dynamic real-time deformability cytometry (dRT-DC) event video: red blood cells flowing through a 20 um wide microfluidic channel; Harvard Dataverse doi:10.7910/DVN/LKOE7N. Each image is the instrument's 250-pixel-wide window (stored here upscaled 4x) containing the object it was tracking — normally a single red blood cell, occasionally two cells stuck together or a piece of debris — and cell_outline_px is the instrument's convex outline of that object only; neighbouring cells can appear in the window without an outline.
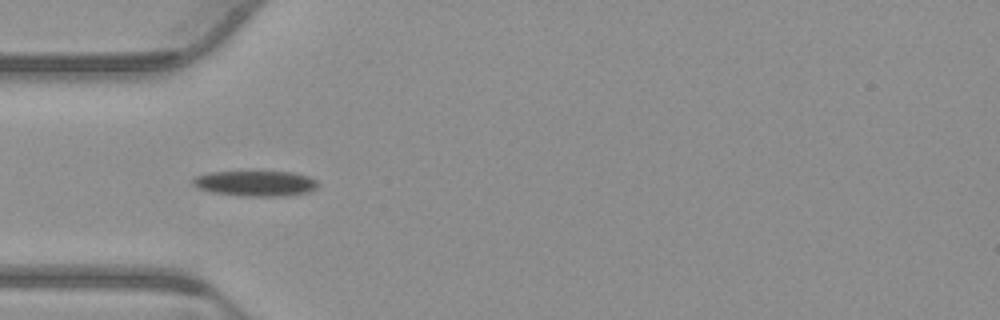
{"species": "common noctule bat (a hibernating species)", "species_latin": "Nyctalus noctula", "temperature_condition": "warm", "stored_images_in_passage": 7, "camera_frame_rate_fps": 3000, "um_per_image_px": 0.085, "animal": {"sex": "male", "body_mass_g": 23.1, "forearm_length_mm": 52.7}, "frame": {"image": 1, "passage_image": 3, "time_ms": 0.667, "image_size_px": [1000, 320], "cell_outline_px": [[320, 184], [316, 188], [308, 192], [280, 196], [240, 196], [212, 192], [200, 188], [192, 184], [192, 180], [196, 176], [208, 172], [292, 172], [308, 176], [316, 180]], "centroid_in_image_um": [21.73, 15.59], "position_along_channel_um": 63.3, "area_um2": 18.44}}
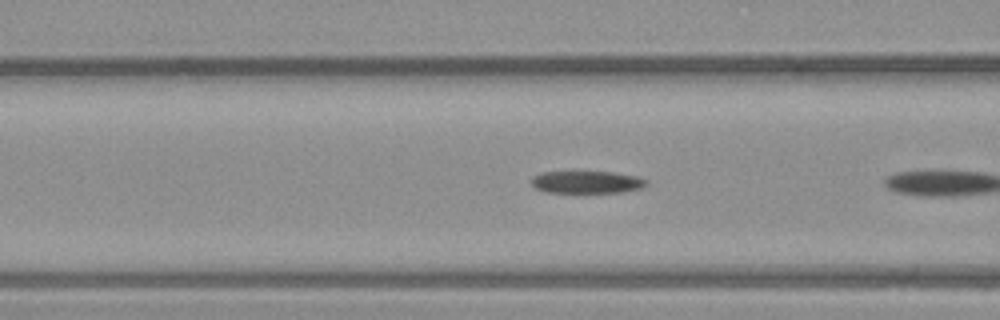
{"frame": {"image": 2, "passage_image": 5, "time_ms": 1.333, "image_size_px": [1000, 320], "cell_outline_px": [[648, 184], [644, 188], [624, 192], [548, 192], [536, 188], [532, 184], [532, 176], [540, 172], [612, 172], [636, 176], [648, 180]], "centroid_in_image_um": [49.93, 15.48], "position_along_channel_um": 116.7, "area_um2": 14.97}}